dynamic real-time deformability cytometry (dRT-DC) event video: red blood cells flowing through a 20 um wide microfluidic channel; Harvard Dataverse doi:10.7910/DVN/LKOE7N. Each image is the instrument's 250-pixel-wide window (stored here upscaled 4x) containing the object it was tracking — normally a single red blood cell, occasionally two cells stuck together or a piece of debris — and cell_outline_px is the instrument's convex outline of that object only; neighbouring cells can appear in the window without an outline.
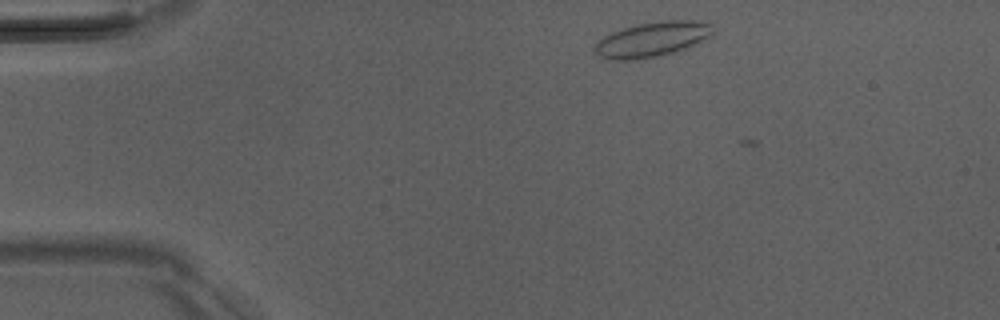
{"species": "Egyptian fruit bat (a non-hibernating species)", "species_latin": "Rousettus aegyptiacus", "temperature_condition": "room temperature", "stored_images_in_passage": 8, "camera_frame_rate_fps": 3000, "um_per_image_px": 0.085, "animal": {"sex": "male"}, "frame": {"image": 1, "passage_image": 6, "time_ms": 1.667, "image_size_px": [1000, 320], "cell_outline_px": [[712, 32], [708, 36], [676, 52], [636, 60], [612, 60], [600, 56], [596, 52], [596, 44], [604, 36], [612, 32], [636, 24], [660, 20], [692, 20], [712, 24]], "centroid_in_image_um": [55.41, 3.34], "position_along_channel_um": 29.6, "area_um2": 23.58}}